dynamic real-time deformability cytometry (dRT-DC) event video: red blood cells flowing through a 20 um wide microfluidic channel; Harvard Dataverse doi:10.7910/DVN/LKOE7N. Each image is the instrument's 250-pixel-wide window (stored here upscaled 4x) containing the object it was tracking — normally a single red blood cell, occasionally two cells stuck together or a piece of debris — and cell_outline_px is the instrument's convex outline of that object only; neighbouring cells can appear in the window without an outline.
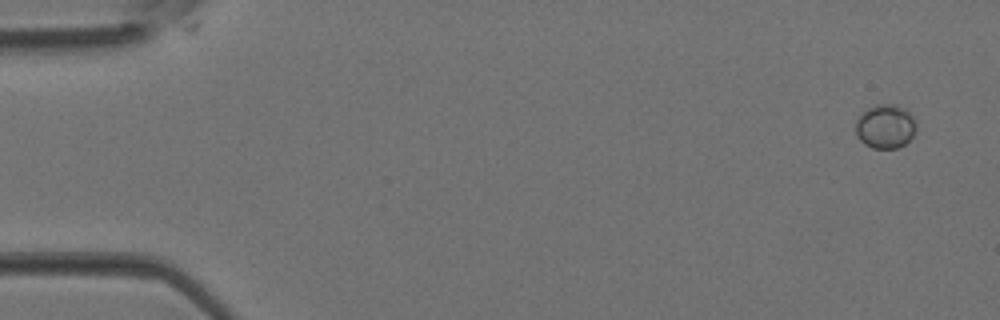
{"species": "Egyptian fruit bat (a non-hibernating species)", "species_latin": "Rousettus aegyptiacus", "temperature_condition": "room temperature", "stored_images_in_passage": 3, "camera_frame_rate_fps": 3000, "um_per_image_px": 0.085, "animal": {"sex": "female"}, "frame": {"image": 1, "passage_image": 1, "time_ms": 0.0, "image_size_px": [1000, 320], "cell_outline_px": [[916, 132], [904, 144], [896, 148], [872, 148], [864, 144], [856, 136], [856, 120], [868, 108], [876, 104], [896, 104], [904, 108], [916, 120]], "centroid_in_image_um": [75.26, 10.74], "position_along_channel_um": 9.7, "area_um2": 15.55}}